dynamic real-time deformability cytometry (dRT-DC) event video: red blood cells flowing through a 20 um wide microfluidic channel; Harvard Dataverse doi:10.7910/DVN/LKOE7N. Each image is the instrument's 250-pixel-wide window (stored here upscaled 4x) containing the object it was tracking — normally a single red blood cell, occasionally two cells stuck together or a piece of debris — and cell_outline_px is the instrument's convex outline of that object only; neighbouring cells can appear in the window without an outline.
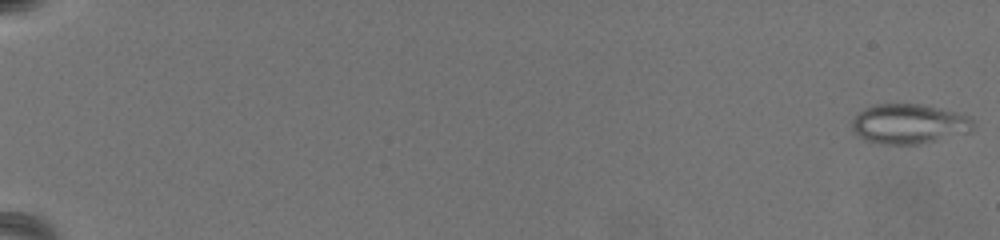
{"species": "common noctule bat (a hibernating species)", "species_latin": "Nyctalus noctula", "temperature_condition": "warm", "stored_images_in_passage": 3, "camera_frame_rate_fps": 3000, "um_per_image_px": 0.085, "animal": {"sex": "female", "body_mass_g": 19.5, "forearm_length_mm": 54.1}, "frame": {"image": 1, "passage_image": 1, "time_ms": 0.0, "image_size_px": [1000, 240], "cell_outline_px": [[972, 132], [936, 140], [916, 144], [880, 144], [864, 140], [856, 136], [852, 128], [852, 120], [864, 108], [876, 104], [920, 104], [964, 112], [972, 116]], "centroid_in_image_um": [77.3, 10.52], "position_along_channel_um": 7.7, "area_um2": 28.5}}